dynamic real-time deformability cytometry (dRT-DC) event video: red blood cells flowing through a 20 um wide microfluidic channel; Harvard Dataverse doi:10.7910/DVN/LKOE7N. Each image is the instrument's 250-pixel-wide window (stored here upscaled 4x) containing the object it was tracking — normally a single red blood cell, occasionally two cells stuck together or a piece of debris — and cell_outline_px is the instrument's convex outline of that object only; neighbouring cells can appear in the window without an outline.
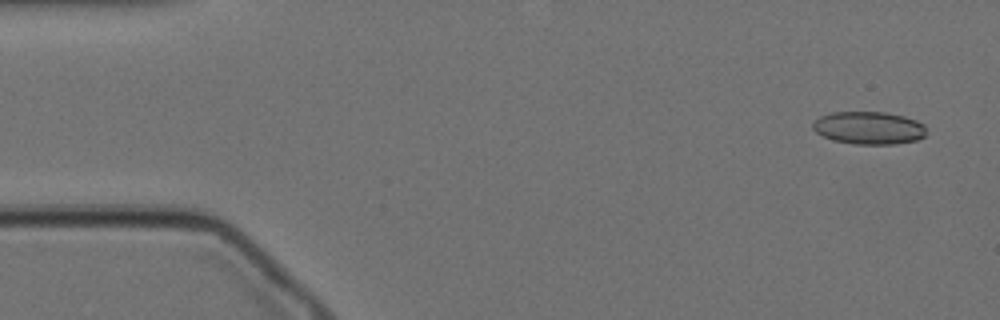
{"species": "Egyptian fruit bat (a non-hibernating species)", "species_latin": "Rousettus aegyptiacus", "temperature_condition": "cold", "stored_images_in_passage": 13, "camera_frame_rate_fps": 3000, "um_per_image_px": 0.085, "animal": {"sex": "female"}, "frame": {"image": 1, "passage_image": 3, "time_ms": 0.667, "image_size_px": [1000, 320], "cell_outline_px": [[924, 136], [916, 140], [896, 144], [852, 144], [832, 140], [816, 132], [812, 128], [812, 124], [820, 116], [832, 112], [884, 112], [904, 116], [916, 120], [924, 124]], "centroid_in_image_um": [73.83, 10.87], "position_along_channel_um": 11.2, "area_um2": 21.62}}